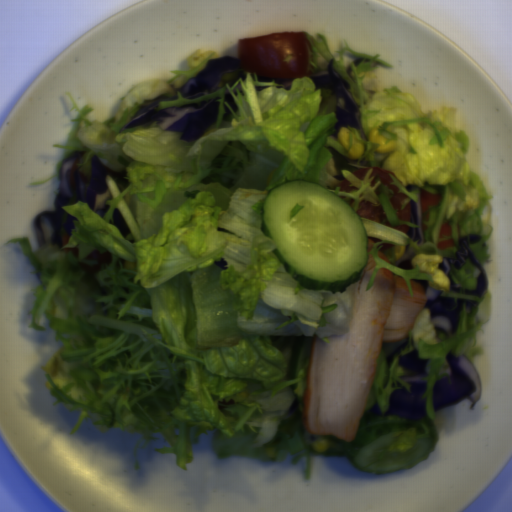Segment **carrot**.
Here are the masks:
<instances>
[{
    "label": "carrot",
    "instance_id": "cead05ca",
    "mask_svg": "<svg viewBox=\"0 0 512 512\" xmlns=\"http://www.w3.org/2000/svg\"><path fill=\"white\" fill-rule=\"evenodd\" d=\"M452 235V228L449 222L443 223L440 225V235L439 238L442 236H449Z\"/></svg>",
    "mask_w": 512,
    "mask_h": 512
},
{
    "label": "carrot",
    "instance_id": "b8716197",
    "mask_svg": "<svg viewBox=\"0 0 512 512\" xmlns=\"http://www.w3.org/2000/svg\"><path fill=\"white\" fill-rule=\"evenodd\" d=\"M420 198H421L422 212H425V214H426L424 219H426L428 221L430 207L437 205V204H441V202H442L441 193H431L424 189H420Z\"/></svg>",
    "mask_w": 512,
    "mask_h": 512
},
{
    "label": "carrot",
    "instance_id": "07d2c1c8",
    "mask_svg": "<svg viewBox=\"0 0 512 512\" xmlns=\"http://www.w3.org/2000/svg\"><path fill=\"white\" fill-rule=\"evenodd\" d=\"M63 252H72L74 258H77L78 259V246H72V247H68V248H65V249H62Z\"/></svg>",
    "mask_w": 512,
    "mask_h": 512
},
{
    "label": "carrot",
    "instance_id": "1c9b5961",
    "mask_svg": "<svg viewBox=\"0 0 512 512\" xmlns=\"http://www.w3.org/2000/svg\"><path fill=\"white\" fill-rule=\"evenodd\" d=\"M448 247H456L452 237L449 238V239L441 240L440 242H438V245H437L438 250H442V249H445V248H448Z\"/></svg>",
    "mask_w": 512,
    "mask_h": 512
},
{
    "label": "carrot",
    "instance_id": "46ec933d",
    "mask_svg": "<svg viewBox=\"0 0 512 512\" xmlns=\"http://www.w3.org/2000/svg\"><path fill=\"white\" fill-rule=\"evenodd\" d=\"M422 229H423V232H424L425 230H427V225H426L425 223H422Z\"/></svg>",
    "mask_w": 512,
    "mask_h": 512
},
{
    "label": "carrot",
    "instance_id": "79d8ee17",
    "mask_svg": "<svg viewBox=\"0 0 512 512\" xmlns=\"http://www.w3.org/2000/svg\"><path fill=\"white\" fill-rule=\"evenodd\" d=\"M69 239H70V233H68V232H66V231H65V232L61 235V245L63 246V245H65L66 243H68Z\"/></svg>",
    "mask_w": 512,
    "mask_h": 512
}]
</instances>
